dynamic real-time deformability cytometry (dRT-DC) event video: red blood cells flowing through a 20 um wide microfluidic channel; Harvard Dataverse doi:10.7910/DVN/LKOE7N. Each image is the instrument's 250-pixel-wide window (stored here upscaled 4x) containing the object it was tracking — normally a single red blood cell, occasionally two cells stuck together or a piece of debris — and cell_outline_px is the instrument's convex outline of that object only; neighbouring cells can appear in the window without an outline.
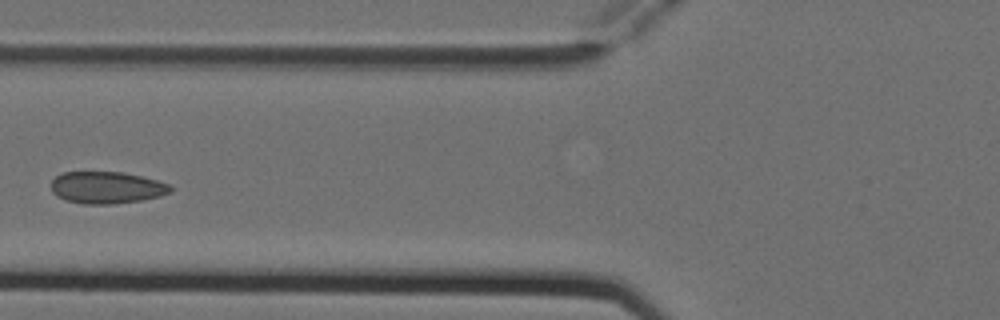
{"species": "Egyptian fruit bat (a non-hibernating species)", "species_latin": "Rousettus aegyptiacus", "temperature_condition": "cold", "stored_images_in_passage": 6, "camera_frame_rate_fps": 3000, "um_per_image_px": 0.085, "animal": {"sex": "female"}, "frame": {"image": 1, "passage_image": 5, "time_ms": 1.333, "image_size_px": [1000, 320], "cell_outline_px": [[172, 192], [160, 196], [140, 200], [112, 204], [84, 204], [68, 200], [56, 196], [52, 192], [52, 180], [56, 176], [64, 172], [124, 172], [172, 184]], "centroid_in_image_um": [9.09, 15.94], "position_along_channel_um": 116.7, "area_um2": 22.2}}
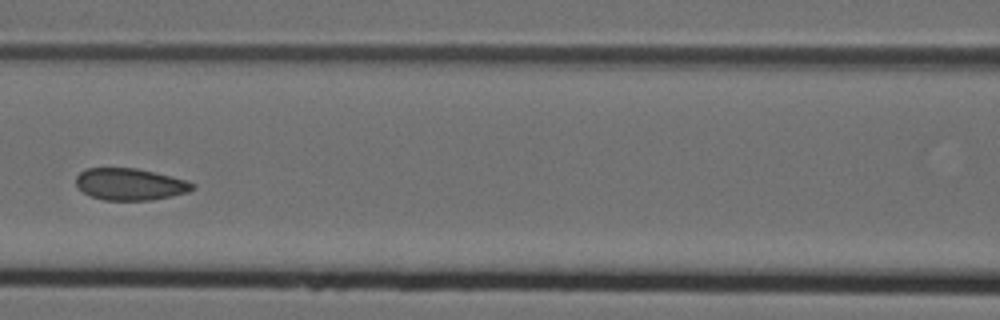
{"frame": {"image": 2, "passage_image": 6, "time_ms": 1.667, "image_size_px": [1000, 320], "cell_outline_px": [[196, 188], [188, 192], [152, 200], [104, 200], [92, 196], [84, 192], [76, 184], [76, 176], [84, 168], [136, 168], [184, 180], [196, 184]], "centroid_in_image_um": [11.04, 15.66], "position_along_channel_um": 155.6, "area_um2": 21.39}}